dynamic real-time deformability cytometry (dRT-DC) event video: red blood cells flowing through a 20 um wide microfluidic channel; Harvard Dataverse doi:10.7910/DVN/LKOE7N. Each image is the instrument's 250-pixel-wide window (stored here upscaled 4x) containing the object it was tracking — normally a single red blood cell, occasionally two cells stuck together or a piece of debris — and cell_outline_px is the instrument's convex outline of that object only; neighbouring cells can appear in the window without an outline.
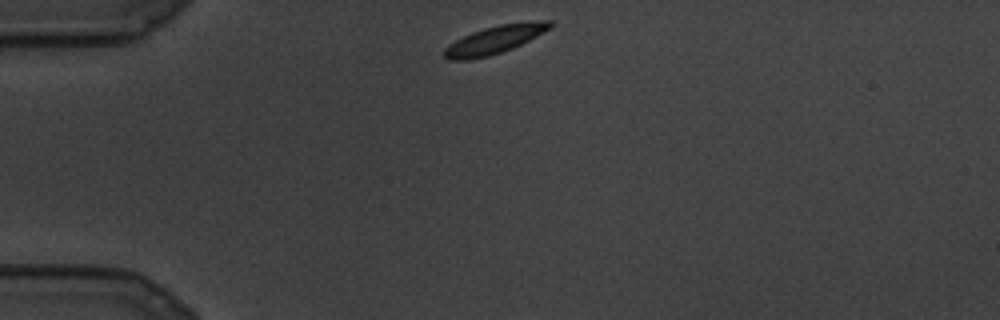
{"species": "common noctule bat (a hibernating species)", "species_latin": "Nyctalus noctula", "temperature_condition": "cold", "stored_images_in_passage": 13, "camera_frame_rate_fps": 3000, "um_per_image_px": 0.085, "animal": {"sex": "male", "body_mass_g": 19.5, "forearm_length_mm": 54.6}, "frame": {"image": 1, "passage_image": 1, "time_ms": 0.0, "image_size_px": [1000, 320], "cell_outline_px": [[556, 24], [536, 36], [512, 48], [488, 56], [468, 60], [448, 60], [444, 56], [444, 48], [448, 44], [472, 32], [484, 28], [500, 24], [528, 20], [552, 20]], "centroid_in_image_um": [42.07, 3.35], "position_along_channel_um": 42.9, "area_um2": 17.28}}
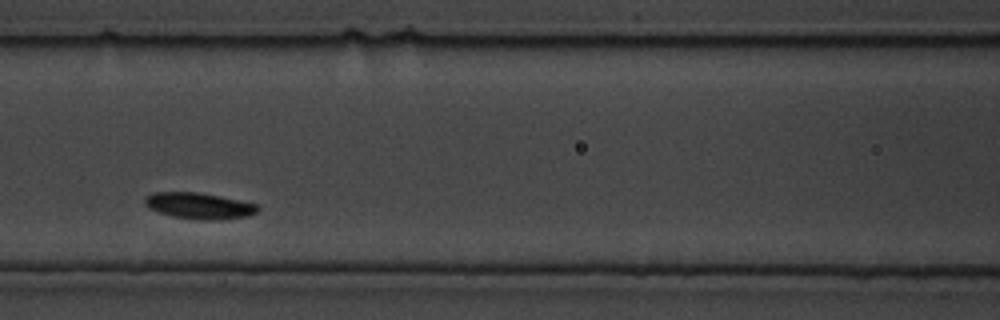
{"frame": {"image": 2, "passage_image": 8, "time_ms": 2.333, "image_size_px": [1000, 320], "cell_outline_px": [[260, 208], [256, 212], [248, 216], [216, 220], [200, 220], [172, 216], [148, 208], [144, 204], [144, 196], [152, 192], [196, 192], [220, 196], [260, 204]], "centroid_in_image_um": [16.92, 17.48], "position_along_channel_um": 149.7, "area_um2": 17.4}}
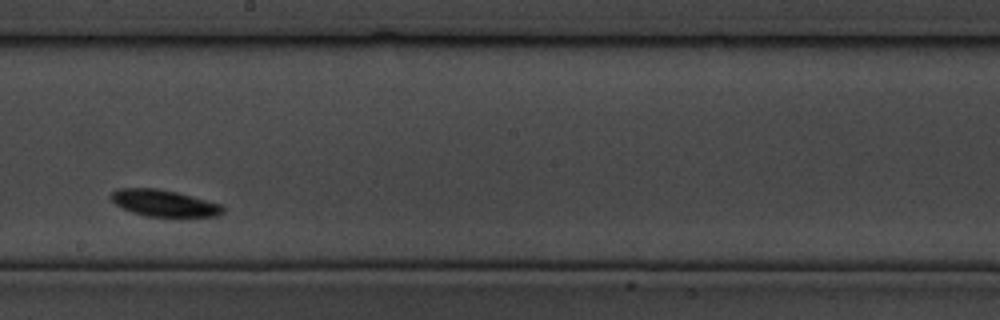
{"frame": {"image": 3, "passage_image": 12, "time_ms": 3.667, "image_size_px": [1000, 320], "cell_outline_px": [[224, 212], [220, 216], [180, 220], [144, 216], [132, 212], [116, 204], [108, 196], [112, 192], [120, 188], [156, 188], [176, 192], [220, 204], [224, 208]], "centroid_in_image_um": [14.01, 17.34], "position_along_channel_um": 234.2, "area_um2": 18.21}}